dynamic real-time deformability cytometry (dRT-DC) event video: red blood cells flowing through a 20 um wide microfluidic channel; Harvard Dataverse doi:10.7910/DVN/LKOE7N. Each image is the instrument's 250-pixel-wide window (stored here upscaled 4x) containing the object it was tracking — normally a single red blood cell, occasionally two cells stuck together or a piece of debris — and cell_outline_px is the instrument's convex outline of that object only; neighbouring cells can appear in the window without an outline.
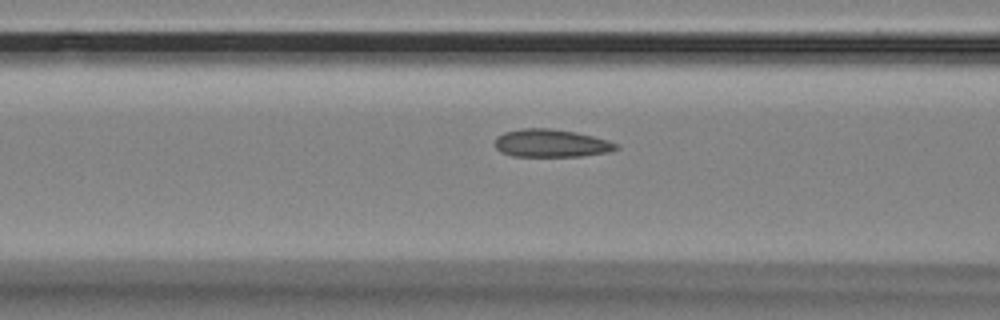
{"species": "Egyptian fruit bat (a non-hibernating species)", "species_latin": "Rousettus aegyptiacus", "temperature_condition": "room temperature", "stored_images_in_passage": 9, "camera_frame_rate_fps": 3000, "um_per_image_px": 0.085, "animal": {"sex": "female"}, "frame": {"image": 1, "passage_image": 7, "time_ms": 2.0, "image_size_px": [1000, 320], "cell_outline_px": [[620, 148], [608, 152], [580, 156], [512, 156], [500, 152], [496, 148], [496, 136], [504, 132], [520, 128], [552, 128], [576, 132], [608, 140], [616, 144]], "centroid_in_image_um": [46.82, 12.17], "position_along_channel_um": 119.8, "area_um2": 19.71}}